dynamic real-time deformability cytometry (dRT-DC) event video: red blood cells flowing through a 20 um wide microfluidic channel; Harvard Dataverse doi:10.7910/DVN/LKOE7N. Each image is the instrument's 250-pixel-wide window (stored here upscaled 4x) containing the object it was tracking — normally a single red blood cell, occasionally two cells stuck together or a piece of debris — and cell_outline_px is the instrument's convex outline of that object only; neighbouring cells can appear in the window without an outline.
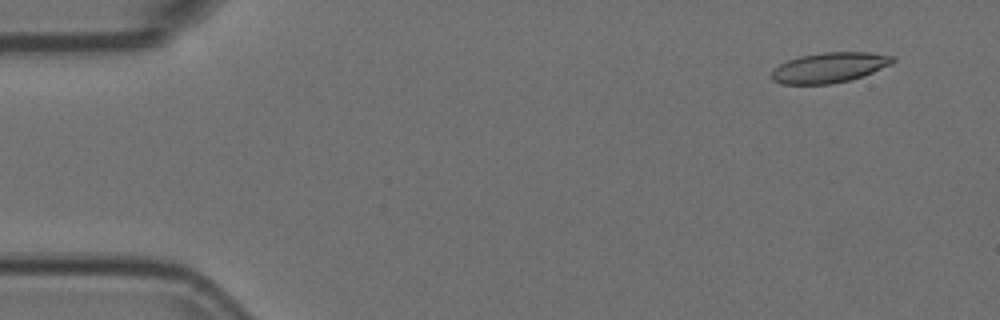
{"species": "Egyptian fruit bat (a non-hibernating species)", "species_latin": "Rousettus aegyptiacus", "temperature_condition": "room temperature", "stored_images_in_passage": 52, "camera_frame_rate_fps": 3000, "um_per_image_px": 0.085, "animal": {"sex": "female"}, "frame": {"image": 1, "passage_image": 2, "time_ms": 0.333, "image_size_px": [1000, 320], "cell_outline_px": [[896, 60], [892, 64], [872, 72], [848, 80], [832, 84], [780, 84], [772, 80], [772, 72], [780, 64], [788, 60], [800, 56], [824, 52], [868, 52], [892, 56]], "centroid_in_image_um": [70.49, 5.74], "position_along_channel_um": 14.5, "area_um2": 21.1}}
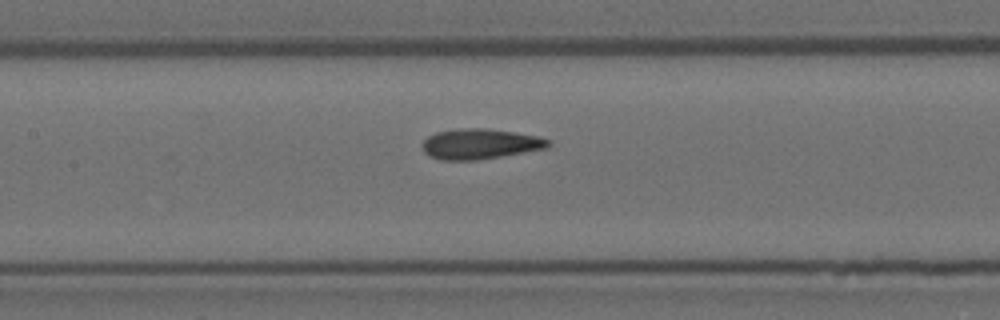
{"frame": {"image": 2, "passage_image": 23, "time_ms": 7.333, "image_size_px": [1000, 320], "cell_outline_px": [[552, 144], [548, 148], [476, 160], [440, 160], [428, 156], [424, 152], [424, 140], [428, 136], [436, 132], [460, 128], [488, 128], [536, 136], [552, 140]], "centroid_in_image_um": [40.81, 12.23], "position_along_channel_um": 166.6, "area_um2": 22.2}}
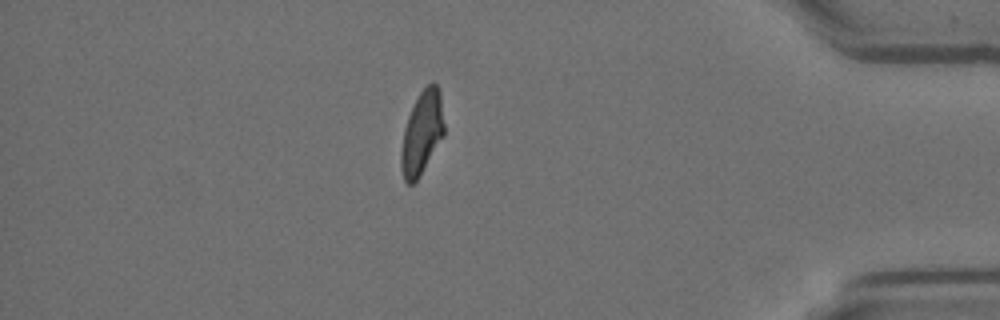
{"frame": {"image": 3, "passage_image": 45, "time_ms": 14.667, "image_size_px": [1000, 320], "cell_outline_px": [[444, 136], [420, 176], [412, 184], [408, 184], [404, 180], [400, 164], [400, 152], [404, 128], [408, 116], [420, 92], [428, 84], [436, 84], [440, 92], [444, 124]], "centroid_in_image_um": [35.86, 11.33], "position_along_channel_um": 399.3, "area_um2": 20.81}, "authors_computed_cell_mechanics": {"area_um2": 21.6461, "velocity_mm_per_s": 3.7146, "shape_relaxation_time_tau1_ms": null, "shape_relaxation_time_tau2_ms": 1.7765, "deformation_change_tau1": null, "deformation_change_tau2": 0.074}}